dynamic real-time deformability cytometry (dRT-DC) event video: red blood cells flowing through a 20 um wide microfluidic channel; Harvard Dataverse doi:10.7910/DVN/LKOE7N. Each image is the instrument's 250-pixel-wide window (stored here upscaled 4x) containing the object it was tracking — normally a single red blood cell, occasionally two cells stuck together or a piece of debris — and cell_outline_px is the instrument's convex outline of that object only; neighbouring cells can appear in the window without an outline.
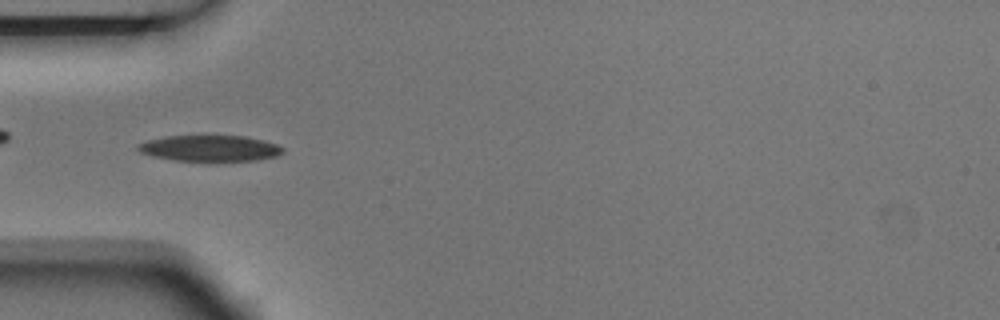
{"species": "Egyptian fruit bat (a non-hibernating species)", "species_latin": "Rousettus aegyptiacus", "temperature_condition": "room temperature", "stored_images_in_passage": 14, "camera_frame_rate_fps": 3000, "um_per_image_px": 0.085, "animal": {"sex": "male"}, "frame": {"image": 1, "passage_image": 5, "time_ms": 1.333, "image_size_px": [1000, 320], "cell_outline_px": [[284, 152], [276, 156], [256, 160], [172, 160], [152, 156], [140, 152], [136, 148], [140, 144], [148, 140], [168, 136], [244, 136], [264, 140], [276, 144], [284, 148]], "centroid_in_image_um": [17.86, 12.6], "position_along_channel_um": 67.1, "area_um2": 21.62}}
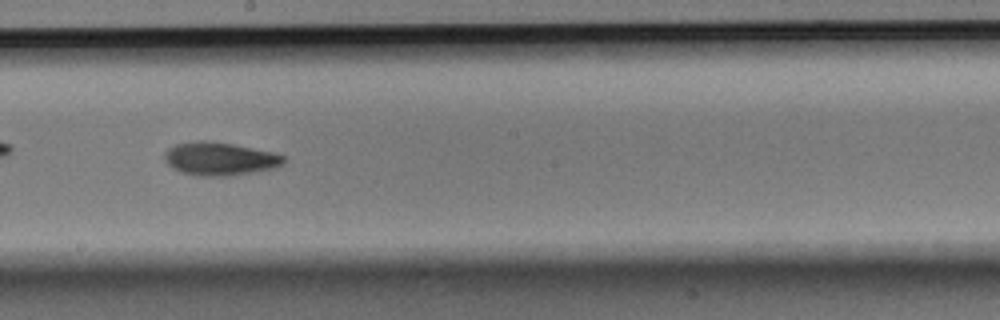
{"frame": {"image": 2, "passage_image": 9, "time_ms": 2.667, "image_size_px": [1000, 320], "cell_outline_px": [[284, 164], [276, 168], [228, 176], [196, 176], [180, 172], [172, 168], [164, 160], [164, 152], [168, 148], [176, 144], [196, 140], [204, 140], [232, 144], [272, 152], [284, 156]], "centroid_in_image_um": [18.64, 13.5], "position_along_channel_um": 229.6, "area_um2": 23.12}}
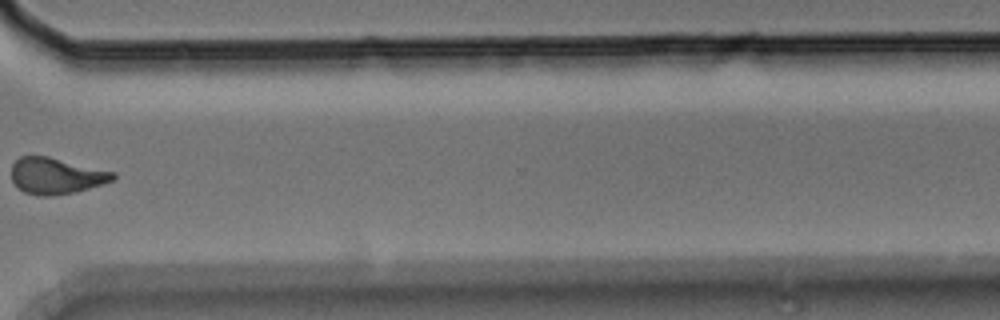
{"frame": {"image": 3, "passage_image": 12, "time_ms": 3.667, "image_size_px": [1000, 320], "cell_outline_px": [[116, 176], [112, 180], [104, 184], [72, 192], [52, 196], [36, 196], [24, 192], [12, 180], [12, 164], [20, 156], [48, 156], [116, 172]], "centroid_in_image_um": [4.77, 14.94], "position_along_channel_um": 365.8, "area_um2": 21.39}}